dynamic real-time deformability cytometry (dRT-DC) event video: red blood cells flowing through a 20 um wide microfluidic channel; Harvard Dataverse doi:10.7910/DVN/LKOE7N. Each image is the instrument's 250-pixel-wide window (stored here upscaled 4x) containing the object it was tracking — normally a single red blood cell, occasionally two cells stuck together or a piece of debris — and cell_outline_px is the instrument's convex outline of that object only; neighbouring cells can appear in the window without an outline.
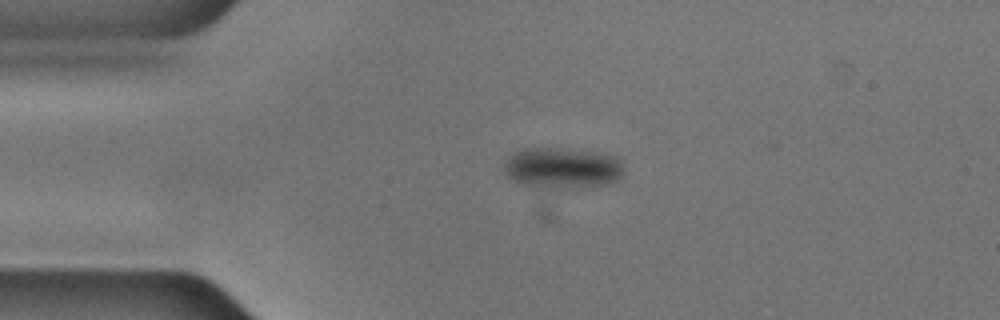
{"species": "common noctule bat (a hibernating species)", "species_latin": "Nyctalus noctula", "temperature_condition": "cold", "stored_images_in_passage": 16, "camera_frame_rate_fps": 3000, "um_per_image_px": 0.085, "animal": {"sex": "male", "body_mass_g": 17.9, "forearm_length_mm": 54.2}, "frame": {"image": 1, "passage_image": 15, "time_ms": 4.667, "image_size_px": [1000, 320], "cell_outline_px": [[624, 176], [620, 180], [608, 184], [524, 184], [508, 176], [504, 172], [500, 164], [512, 152], [524, 148], [572, 148], [604, 152], [620, 156], [624, 168]], "centroid_in_image_um": [47.86, 14.16], "position_along_channel_um": 37.1, "area_um2": 28.09}}